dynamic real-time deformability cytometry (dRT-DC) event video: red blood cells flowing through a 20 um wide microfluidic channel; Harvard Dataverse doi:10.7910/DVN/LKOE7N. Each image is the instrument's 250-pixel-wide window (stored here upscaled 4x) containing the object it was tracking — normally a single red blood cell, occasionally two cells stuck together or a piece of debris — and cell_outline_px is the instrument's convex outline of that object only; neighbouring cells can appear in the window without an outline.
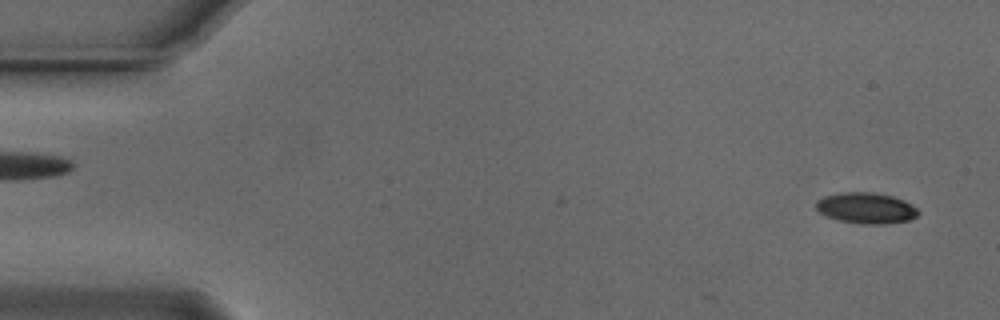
{"species": "Egyptian fruit bat (a non-hibernating species)", "species_latin": "Rousettus aegyptiacus", "temperature_condition": "cold", "stored_images_in_passage": 30, "camera_frame_rate_fps": 3000, "um_per_image_px": 0.085, "animal": {"sex": "male"}, "frame": {"image": 1, "passage_image": 2, "time_ms": 0.333, "image_size_px": [1000, 320], "cell_outline_px": [[920, 212], [916, 216], [908, 220], [884, 224], [864, 224], [840, 220], [828, 216], [820, 212], [816, 208], [816, 200], [824, 196], [840, 192], [876, 192], [892, 196], [904, 200], [912, 204]], "centroid_in_image_um": [73.63, 17.67], "position_along_channel_um": 11.4, "area_um2": 18.38}}
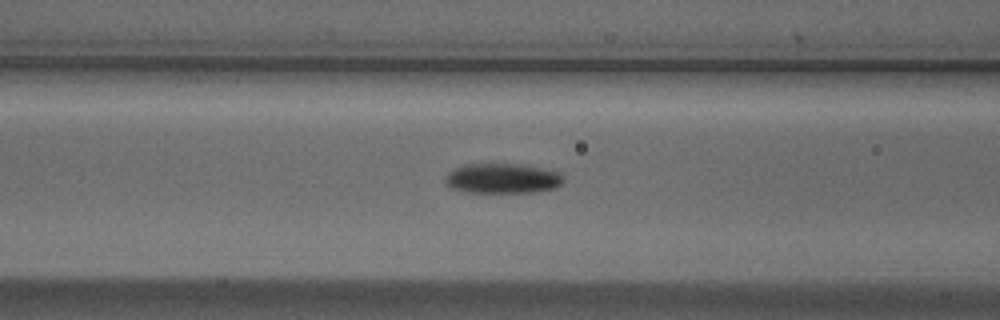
{"frame": {"image": 2, "passage_image": 21, "time_ms": 6.667, "image_size_px": [1000, 320], "cell_outline_px": [[564, 180], [560, 184], [552, 188], [536, 192], [460, 192], [448, 188], [444, 184], [444, 180], [448, 172], [452, 168], [464, 164], [520, 164], [560, 172]], "centroid_in_image_um": [42.61, 15.17], "position_along_channel_um": 124.0, "area_um2": 20.87}}
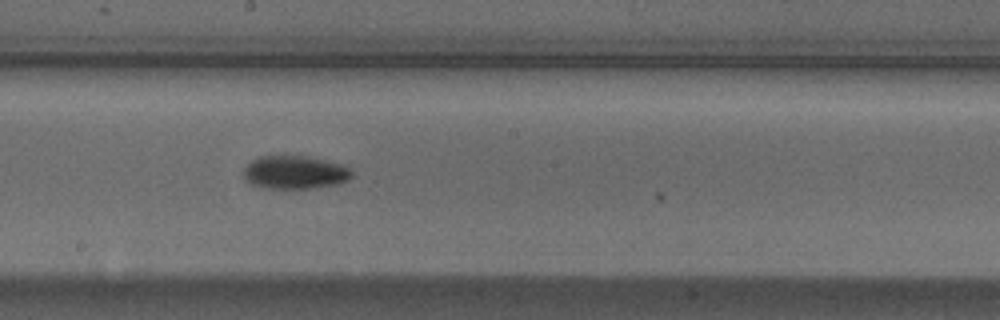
{"frame": {"image": 3, "passage_image": 29, "time_ms": 9.333, "image_size_px": [1000, 320], "cell_outline_px": [[352, 176], [348, 180], [336, 184], [316, 188], [268, 188], [252, 184], [244, 180], [244, 168], [252, 160], [260, 156], [304, 156], [340, 164], [348, 168], [352, 172]], "centroid_in_image_um": [25.04, 14.66], "position_along_channel_um": 223.2, "area_um2": 20.69}}